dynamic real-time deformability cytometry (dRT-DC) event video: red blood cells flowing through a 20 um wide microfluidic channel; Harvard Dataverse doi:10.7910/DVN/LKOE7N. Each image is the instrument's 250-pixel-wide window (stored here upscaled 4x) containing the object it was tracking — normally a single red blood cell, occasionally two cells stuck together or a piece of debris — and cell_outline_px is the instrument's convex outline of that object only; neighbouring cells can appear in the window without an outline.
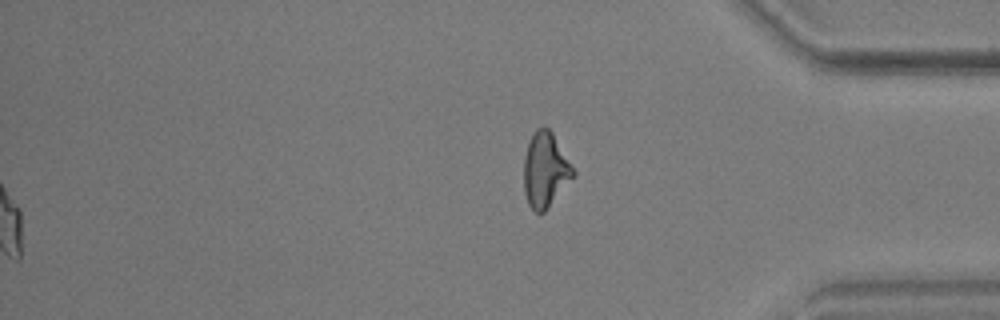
{"species": "common noctule bat (a hibernating species)", "species_latin": "Nyctalus noctula", "temperature_condition": "warm", "stored_images_in_passage": 42, "segment_of_instrument_passage": [2, 2], "camera_frame_rate_fps": 3000, "um_per_image_px": 0.085, "animal": {"sex": "male", "body_mass_g": 17.9, "forearm_length_mm": 54.2}, "frame": {"image": 1, "passage_image": 42, "time_ms": 13.667, "image_size_px": [1000, 320], "cell_outline_px": [[576, 176], [548, 208], [544, 212], [536, 212], [528, 204], [524, 192], [524, 156], [532, 132], [536, 128], [544, 124], [552, 132], [576, 172]], "centroid_in_image_um": [46.36, 14.43], "position_along_channel_um": 388.8, "area_um2": 21.79}}